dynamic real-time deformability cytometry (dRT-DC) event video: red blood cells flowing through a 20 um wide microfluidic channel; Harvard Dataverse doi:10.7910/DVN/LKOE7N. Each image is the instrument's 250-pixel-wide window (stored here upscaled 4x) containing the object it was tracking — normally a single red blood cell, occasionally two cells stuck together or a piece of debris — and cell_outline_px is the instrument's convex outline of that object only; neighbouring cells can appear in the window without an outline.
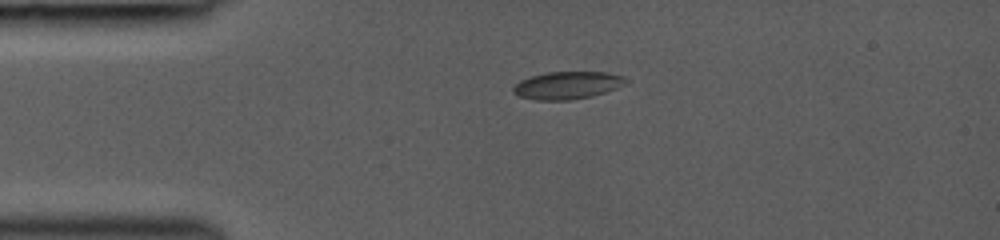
{"species": "common noctule bat (a hibernating species)", "species_latin": "Nyctalus noctula", "temperature_condition": "room temperature", "stored_images_in_passage": 6, "camera_frame_rate_fps": 3000, "um_per_image_px": 0.085, "animal": {"sex": "female", "body_mass_g": 19.0, "forearm_length_mm": 53.3}, "frame": {"image": 1, "passage_image": 1, "time_ms": 0.0, "image_size_px": [1000, 240], "cell_outline_px": [[628, 80], [624, 84], [616, 88], [592, 96], [568, 100], [536, 100], [520, 96], [512, 92], [512, 88], [520, 80], [532, 76], [548, 72], [604, 72], [624, 76]], "centroid_in_image_um": [48.21, 7.25], "position_along_channel_um": 36.8, "area_um2": 17.92}}
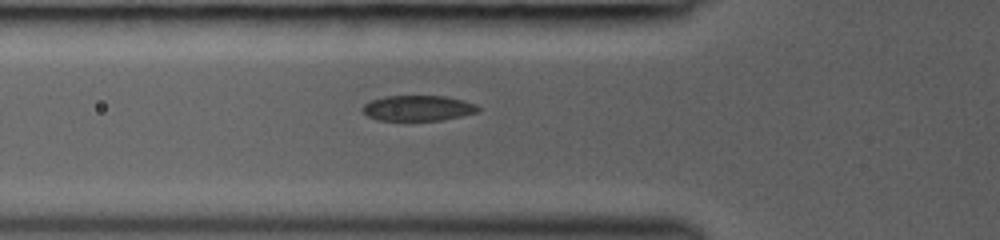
{"frame": {"image": 2, "passage_image": 4, "time_ms": 2.0, "image_size_px": [1000, 240], "cell_outline_px": [[480, 112], [444, 120], [376, 120], [360, 112], [360, 108], [364, 104], [372, 100], [384, 96], [444, 96], [464, 100], [476, 104], [480, 108]], "centroid_in_image_um": [35.52, 9.19], "position_along_channel_um": 90.3, "area_um2": 17.4}}
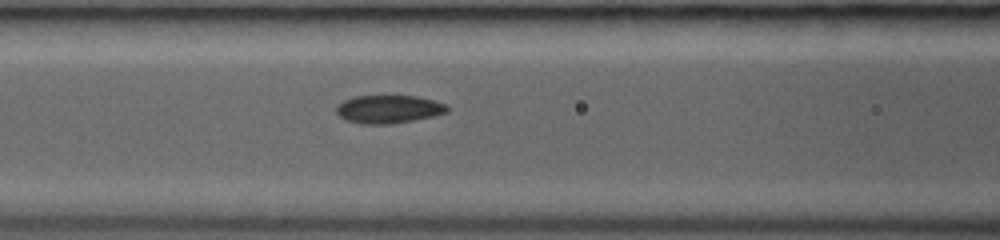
{"frame": {"image": 3, "passage_image": 6, "time_ms": 3.0, "image_size_px": [1000, 240], "cell_outline_px": [[448, 112], [432, 116], [392, 124], [364, 124], [344, 120], [336, 112], [336, 108], [344, 100], [352, 96], [416, 96], [448, 104]], "centroid_in_image_um": [33.02, 9.28], "position_along_channel_um": 133.6, "area_um2": 18.09}}